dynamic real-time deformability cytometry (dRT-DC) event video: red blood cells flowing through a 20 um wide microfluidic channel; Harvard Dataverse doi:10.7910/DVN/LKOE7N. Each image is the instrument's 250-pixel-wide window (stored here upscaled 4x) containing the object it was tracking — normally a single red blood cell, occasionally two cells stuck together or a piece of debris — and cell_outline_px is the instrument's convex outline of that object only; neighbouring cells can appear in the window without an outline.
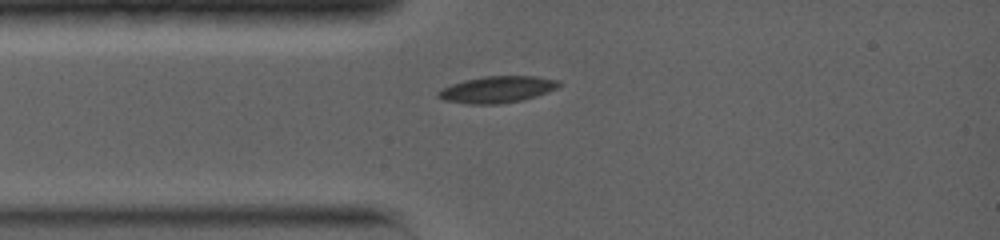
{"species": "common noctule bat (a hibernating species)", "species_latin": "Nyctalus noctula", "temperature_condition": "warm", "stored_images_in_passage": 21, "camera_frame_rate_fps": 5000, "um_per_image_px": 0.085, "animal": {"sex": "female", "body_mass_g": 19.0, "forearm_length_mm": 56.7}, "frame": {"image": 1, "passage_image": 1, "time_ms": 0.0, "image_size_px": [1000, 240], "cell_outline_px": [[560, 84], [556, 88], [536, 96], [524, 100], [500, 104], [468, 104], [444, 100], [436, 96], [436, 92], [452, 84], [464, 80], [484, 76], [536, 76], [560, 80]], "centroid_in_image_um": [42.25, 7.61], "position_along_channel_um": 42.7, "area_um2": 18.73}}
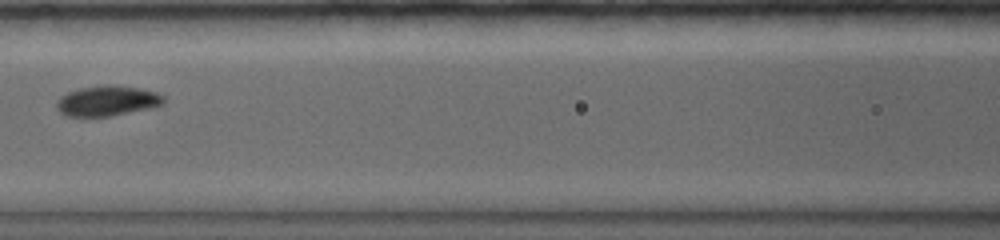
{"frame": {"image": 2, "passage_image": 6, "time_ms": 3.0, "image_size_px": [1000, 240], "cell_outline_px": [[164, 104], [148, 108], [112, 116], [68, 116], [60, 112], [56, 108], [56, 100], [60, 96], [68, 92], [80, 88], [108, 84], [112, 84], [140, 88], [156, 92], [164, 96]], "centroid_in_image_um": [9.1, 8.56], "position_along_channel_um": 157.5, "area_um2": 18.9}}
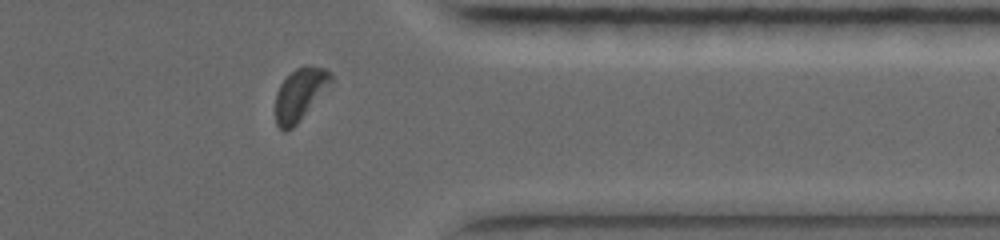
{"frame": {"image": 3, "passage_image": 18, "time_ms": 9.0, "image_size_px": [1000, 240], "cell_outline_px": [[332, 80], [300, 120], [288, 132], [284, 132], [276, 124], [276, 92], [280, 84], [296, 68], [324, 68], [332, 76]], "centroid_in_image_um": [25.43, 8.07], "position_along_channel_um": 386.0, "area_um2": 16.01}, "authors_computed_cell_mechanics": {"area_um2": 18.5538, "velocity_mm_per_s": 3.8984, "shape_relaxation_time_tau1_ms": 2.4141, "shape_relaxation_time_tau2_ms": 1.2115, "deformation_change_tau1": 0.1107, "deformation_change_tau2": 0.0441}}